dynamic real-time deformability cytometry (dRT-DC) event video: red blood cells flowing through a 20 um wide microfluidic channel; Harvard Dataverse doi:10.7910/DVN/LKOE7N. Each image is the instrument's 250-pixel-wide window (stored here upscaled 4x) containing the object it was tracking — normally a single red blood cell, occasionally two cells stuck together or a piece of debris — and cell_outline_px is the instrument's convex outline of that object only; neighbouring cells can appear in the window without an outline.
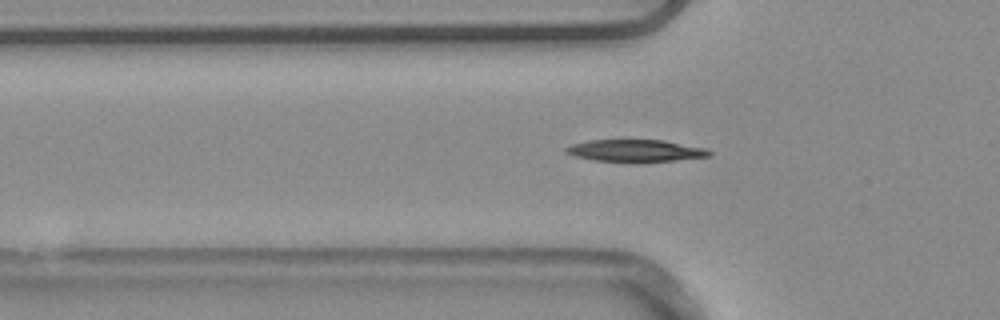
{"species": "common noctule bat (a hibernating species)", "species_latin": "Nyctalus noctula", "temperature_condition": "warm", "stored_images_in_passage": 50, "camera_frame_rate_fps": 3000, "um_per_image_px": 0.085, "animal": {"sex": "male", "body_mass_g": 20.4}, "frame": {"image": 1, "passage_image": 17, "time_ms": 5.333, "image_size_px": [1000, 320], "cell_outline_px": [[712, 156], [640, 164], [592, 160], [576, 156], [564, 152], [564, 148], [572, 144], [588, 140], [664, 140], [708, 148], [712, 152]], "centroid_in_image_um": [54.06, 12.83], "position_along_channel_um": 71.7, "area_um2": 19.19}}
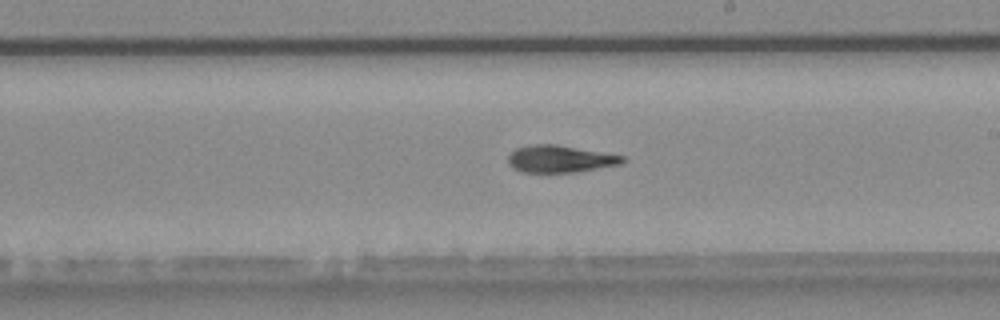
{"frame": {"image": 2, "passage_image": 30, "time_ms": 9.667, "image_size_px": [1000, 320], "cell_outline_px": [[628, 160], [620, 164], [576, 172], [520, 172], [512, 168], [508, 164], [508, 156], [516, 148], [532, 144], [556, 144], [624, 156]], "centroid_in_image_um": [47.58, 13.51], "position_along_channel_um": 241.4, "area_um2": 18.09}}
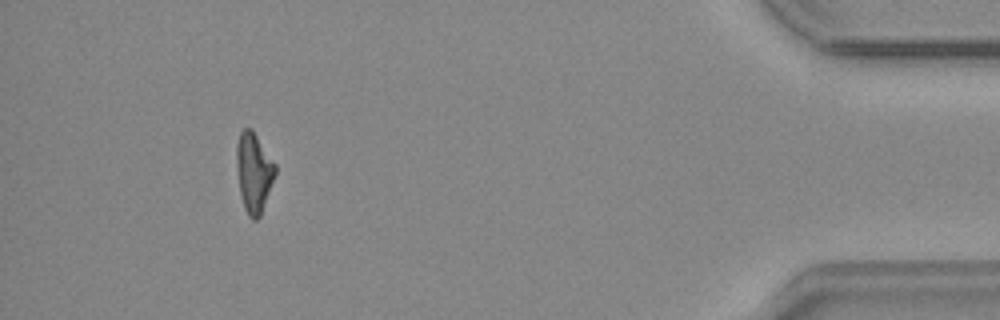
{"frame": {"image": 3, "passage_image": 48, "time_ms": 15.667, "image_size_px": [1000, 320], "cell_outline_px": [[276, 176], [260, 216], [256, 220], [252, 220], [248, 216], [244, 208], [240, 196], [236, 164], [236, 144], [240, 132], [244, 128], [252, 128], [276, 164]], "centroid_in_image_um": [21.58, 14.66], "position_along_channel_um": 413.6, "area_um2": 18.32}}